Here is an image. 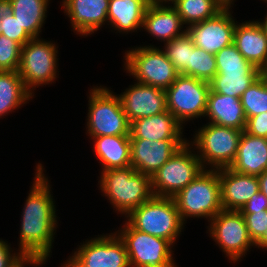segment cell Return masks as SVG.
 <instances>
[{
    "mask_svg": "<svg viewBox=\"0 0 267 267\" xmlns=\"http://www.w3.org/2000/svg\"><path fill=\"white\" fill-rule=\"evenodd\" d=\"M220 2L224 7H232L234 5L235 0H217Z\"/></svg>",
    "mask_w": 267,
    "mask_h": 267,
    "instance_id": "cell-44",
    "label": "cell"
},
{
    "mask_svg": "<svg viewBox=\"0 0 267 267\" xmlns=\"http://www.w3.org/2000/svg\"><path fill=\"white\" fill-rule=\"evenodd\" d=\"M258 21H259L260 24L262 25V27H263V29H264L266 35H267V13H266V15H265V17H264V20H262V19L259 20V19H258Z\"/></svg>",
    "mask_w": 267,
    "mask_h": 267,
    "instance_id": "cell-45",
    "label": "cell"
},
{
    "mask_svg": "<svg viewBox=\"0 0 267 267\" xmlns=\"http://www.w3.org/2000/svg\"><path fill=\"white\" fill-rule=\"evenodd\" d=\"M131 166L152 177L188 140L130 139Z\"/></svg>",
    "mask_w": 267,
    "mask_h": 267,
    "instance_id": "cell-16",
    "label": "cell"
},
{
    "mask_svg": "<svg viewBox=\"0 0 267 267\" xmlns=\"http://www.w3.org/2000/svg\"><path fill=\"white\" fill-rule=\"evenodd\" d=\"M61 3L76 35L88 37L108 25L109 0H62Z\"/></svg>",
    "mask_w": 267,
    "mask_h": 267,
    "instance_id": "cell-17",
    "label": "cell"
},
{
    "mask_svg": "<svg viewBox=\"0 0 267 267\" xmlns=\"http://www.w3.org/2000/svg\"><path fill=\"white\" fill-rule=\"evenodd\" d=\"M255 246H256L255 248L267 251V229L263 237L255 244Z\"/></svg>",
    "mask_w": 267,
    "mask_h": 267,
    "instance_id": "cell-43",
    "label": "cell"
},
{
    "mask_svg": "<svg viewBox=\"0 0 267 267\" xmlns=\"http://www.w3.org/2000/svg\"><path fill=\"white\" fill-rule=\"evenodd\" d=\"M232 7H224L214 17L187 27L194 45L208 53L216 54L233 43L236 18Z\"/></svg>",
    "mask_w": 267,
    "mask_h": 267,
    "instance_id": "cell-14",
    "label": "cell"
},
{
    "mask_svg": "<svg viewBox=\"0 0 267 267\" xmlns=\"http://www.w3.org/2000/svg\"><path fill=\"white\" fill-rule=\"evenodd\" d=\"M152 0H109L108 28L117 34L142 30L145 11Z\"/></svg>",
    "mask_w": 267,
    "mask_h": 267,
    "instance_id": "cell-23",
    "label": "cell"
},
{
    "mask_svg": "<svg viewBox=\"0 0 267 267\" xmlns=\"http://www.w3.org/2000/svg\"><path fill=\"white\" fill-rule=\"evenodd\" d=\"M11 13V3L10 0H0V27H1V18L8 16ZM1 34V29H0Z\"/></svg>",
    "mask_w": 267,
    "mask_h": 267,
    "instance_id": "cell-41",
    "label": "cell"
},
{
    "mask_svg": "<svg viewBox=\"0 0 267 267\" xmlns=\"http://www.w3.org/2000/svg\"><path fill=\"white\" fill-rule=\"evenodd\" d=\"M221 185V206L224 210L240 211L260 191L255 175L236 172L231 168L218 169Z\"/></svg>",
    "mask_w": 267,
    "mask_h": 267,
    "instance_id": "cell-19",
    "label": "cell"
},
{
    "mask_svg": "<svg viewBox=\"0 0 267 267\" xmlns=\"http://www.w3.org/2000/svg\"><path fill=\"white\" fill-rule=\"evenodd\" d=\"M195 132L188 143L204 169L229 168L236 157L243 131L207 122Z\"/></svg>",
    "mask_w": 267,
    "mask_h": 267,
    "instance_id": "cell-6",
    "label": "cell"
},
{
    "mask_svg": "<svg viewBox=\"0 0 267 267\" xmlns=\"http://www.w3.org/2000/svg\"><path fill=\"white\" fill-rule=\"evenodd\" d=\"M125 220L136 230L168 240L174 247L183 232L182 221L173 198L153 196L133 209Z\"/></svg>",
    "mask_w": 267,
    "mask_h": 267,
    "instance_id": "cell-4",
    "label": "cell"
},
{
    "mask_svg": "<svg viewBox=\"0 0 267 267\" xmlns=\"http://www.w3.org/2000/svg\"><path fill=\"white\" fill-rule=\"evenodd\" d=\"M35 175L21 212L18 250L26 258L50 260L58 227L55 199L52 185L44 165L39 161ZM49 179V180H48Z\"/></svg>",
    "mask_w": 267,
    "mask_h": 267,
    "instance_id": "cell-1",
    "label": "cell"
},
{
    "mask_svg": "<svg viewBox=\"0 0 267 267\" xmlns=\"http://www.w3.org/2000/svg\"><path fill=\"white\" fill-rule=\"evenodd\" d=\"M246 119L267 112V83L260 76L240 97Z\"/></svg>",
    "mask_w": 267,
    "mask_h": 267,
    "instance_id": "cell-31",
    "label": "cell"
},
{
    "mask_svg": "<svg viewBox=\"0 0 267 267\" xmlns=\"http://www.w3.org/2000/svg\"><path fill=\"white\" fill-rule=\"evenodd\" d=\"M91 88L87 97V136H130V122L117 93L103 85Z\"/></svg>",
    "mask_w": 267,
    "mask_h": 267,
    "instance_id": "cell-3",
    "label": "cell"
},
{
    "mask_svg": "<svg viewBox=\"0 0 267 267\" xmlns=\"http://www.w3.org/2000/svg\"><path fill=\"white\" fill-rule=\"evenodd\" d=\"M259 180V189L267 197V170L257 176Z\"/></svg>",
    "mask_w": 267,
    "mask_h": 267,
    "instance_id": "cell-42",
    "label": "cell"
},
{
    "mask_svg": "<svg viewBox=\"0 0 267 267\" xmlns=\"http://www.w3.org/2000/svg\"><path fill=\"white\" fill-rule=\"evenodd\" d=\"M261 77L265 80L267 83V66L261 70Z\"/></svg>",
    "mask_w": 267,
    "mask_h": 267,
    "instance_id": "cell-46",
    "label": "cell"
},
{
    "mask_svg": "<svg viewBox=\"0 0 267 267\" xmlns=\"http://www.w3.org/2000/svg\"><path fill=\"white\" fill-rule=\"evenodd\" d=\"M101 171L131 166L130 136L89 137Z\"/></svg>",
    "mask_w": 267,
    "mask_h": 267,
    "instance_id": "cell-25",
    "label": "cell"
},
{
    "mask_svg": "<svg viewBox=\"0 0 267 267\" xmlns=\"http://www.w3.org/2000/svg\"><path fill=\"white\" fill-rule=\"evenodd\" d=\"M48 259L45 258H26L20 265L17 267H27L29 265L32 267H40L43 266V264H46Z\"/></svg>",
    "mask_w": 267,
    "mask_h": 267,
    "instance_id": "cell-40",
    "label": "cell"
},
{
    "mask_svg": "<svg viewBox=\"0 0 267 267\" xmlns=\"http://www.w3.org/2000/svg\"><path fill=\"white\" fill-rule=\"evenodd\" d=\"M173 199L185 224L188 218L210 222L222 210L218 170L204 169Z\"/></svg>",
    "mask_w": 267,
    "mask_h": 267,
    "instance_id": "cell-5",
    "label": "cell"
},
{
    "mask_svg": "<svg viewBox=\"0 0 267 267\" xmlns=\"http://www.w3.org/2000/svg\"><path fill=\"white\" fill-rule=\"evenodd\" d=\"M142 29L157 41L166 43L185 33L187 27L172 5L151 1L144 14Z\"/></svg>",
    "mask_w": 267,
    "mask_h": 267,
    "instance_id": "cell-18",
    "label": "cell"
},
{
    "mask_svg": "<svg viewBox=\"0 0 267 267\" xmlns=\"http://www.w3.org/2000/svg\"><path fill=\"white\" fill-rule=\"evenodd\" d=\"M244 216L248 234L256 244L264 235L267 229V210L256 213H241Z\"/></svg>",
    "mask_w": 267,
    "mask_h": 267,
    "instance_id": "cell-36",
    "label": "cell"
},
{
    "mask_svg": "<svg viewBox=\"0 0 267 267\" xmlns=\"http://www.w3.org/2000/svg\"><path fill=\"white\" fill-rule=\"evenodd\" d=\"M209 82L179 75L165 90L167 110L185 127L188 122L204 118Z\"/></svg>",
    "mask_w": 267,
    "mask_h": 267,
    "instance_id": "cell-13",
    "label": "cell"
},
{
    "mask_svg": "<svg viewBox=\"0 0 267 267\" xmlns=\"http://www.w3.org/2000/svg\"><path fill=\"white\" fill-rule=\"evenodd\" d=\"M216 74L215 55L194 46L190 58V77L210 82Z\"/></svg>",
    "mask_w": 267,
    "mask_h": 267,
    "instance_id": "cell-32",
    "label": "cell"
},
{
    "mask_svg": "<svg viewBox=\"0 0 267 267\" xmlns=\"http://www.w3.org/2000/svg\"><path fill=\"white\" fill-rule=\"evenodd\" d=\"M208 123L231 127L241 131L246 128V116L240 98L213 92L208 94L204 118Z\"/></svg>",
    "mask_w": 267,
    "mask_h": 267,
    "instance_id": "cell-24",
    "label": "cell"
},
{
    "mask_svg": "<svg viewBox=\"0 0 267 267\" xmlns=\"http://www.w3.org/2000/svg\"><path fill=\"white\" fill-rule=\"evenodd\" d=\"M21 47L18 42L0 34V71L18 72Z\"/></svg>",
    "mask_w": 267,
    "mask_h": 267,
    "instance_id": "cell-34",
    "label": "cell"
},
{
    "mask_svg": "<svg viewBox=\"0 0 267 267\" xmlns=\"http://www.w3.org/2000/svg\"><path fill=\"white\" fill-rule=\"evenodd\" d=\"M117 95L130 123L167 111L166 92L158 87L135 81Z\"/></svg>",
    "mask_w": 267,
    "mask_h": 267,
    "instance_id": "cell-15",
    "label": "cell"
},
{
    "mask_svg": "<svg viewBox=\"0 0 267 267\" xmlns=\"http://www.w3.org/2000/svg\"><path fill=\"white\" fill-rule=\"evenodd\" d=\"M145 45L125 51L124 72L132 76L133 81L166 90L180 74L160 46Z\"/></svg>",
    "mask_w": 267,
    "mask_h": 267,
    "instance_id": "cell-7",
    "label": "cell"
},
{
    "mask_svg": "<svg viewBox=\"0 0 267 267\" xmlns=\"http://www.w3.org/2000/svg\"><path fill=\"white\" fill-rule=\"evenodd\" d=\"M95 236L78 244L60 267H131L125 245L115 232Z\"/></svg>",
    "mask_w": 267,
    "mask_h": 267,
    "instance_id": "cell-11",
    "label": "cell"
},
{
    "mask_svg": "<svg viewBox=\"0 0 267 267\" xmlns=\"http://www.w3.org/2000/svg\"><path fill=\"white\" fill-rule=\"evenodd\" d=\"M98 188L106 197L113 210L124 218L135 208L150 200L151 177L137 172L132 166L100 171Z\"/></svg>",
    "mask_w": 267,
    "mask_h": 267,
    "instance_id": "cell-2",
    "label": "cell"
},
{
    "mask_svg": "<svg viewBox=\"0 0 267 267\" xmlns=\"http://www.w3.org/2000/svg\"><path fill=\"white\" fill-rule=\"evenodd\" d=\"M229 168L239 173L255 176L266 171L267 138L251 135L244 130L236 157Z\"/></svg>",
    "mask_w": 267,
    "mask_h": 267,
    "instance_id": "cell-22",
    "label": "cell"
},
{
    "mask_svg": "<svg viewBox=\"0 0 267 267\" xmlns=\"http://www.w3.org/2000/svg\"><path fill=\"white\" fill-rule=\"evenodd\" d=\"M115 231L123 241L131 267H178L174 246L166 239L134 229L126 220Z\"/></svg>",
    "mask_w": 267,
    "mask_h": 267,
    "instance_id": "cell-9",
    "label": "cell"
},
{
    "mask_svg": "<svg viewBox=\"0 0 267 267\" xmlns=\"http://www.w3.org/2000/svg\"><path fill=\"white\" fill-rule=\"evenodd\" d=\"M58 52L57 42L41 37L32 38L21 47L18 73L33 96L39 86L56 83L59 78Z\"/></svg>",
    "mask_w": 267,
    "mask_h": 267,
    "instance_id": "cell-8",
    "label": "cell"
},
{
    "mask_svg": "<svg viewBox=\"0 0 267 267\" xmlns=\"http://www.w3.org/2000/svg\"><path fill=\"white\" fill-rule=\"evenodd\" d=\"M206 233L224 252L230 263L241 262L252 247L244 216L240 211L224 210L218 212L208 223Z\"/></svg>",
    "mask_w": 267,
    "mask_h": 267,
    "instance_id": "cell-12",
    "label": "cell"
},
{
    "mask_svg": "<svg viewBox=\"0 0 267 267\" xmlns=\"http://www.w3.org/2000/svg\"><path fill=\"white\" fill-rule=\"evenodd\" d=\"M51 0H10L11 13L32 38H40Z\"/></svg>",
    "mask_w": 267,
    "mask_h": 267,
    "instance_id": "cell-27",
    "label": "cell"
},
{
    "mask_svg": "<svg viewBox=\"0 0 267 267\" xmlns=\"http://www.w3.org/2000/svg\"><path fill=\"white\" fill-rule=\"evenodd\" d=\"M203 170L198 155L187 142L151 177L154 196L173 198Z\"/></svg>",
    "mask_w": 267,
    "mask_h": 267,
    "instance_id": "cell-10",
    "label": "cell"
},
{
    "mask_svg": "<svg viewBox=\"0 0 267 267\" xmlns=\"http://www.w3.org/2000/svg\"><path fill=\"white\" fill-rule=\"evenodd\" d=\"M260 76V70L217 71L209 82L210 89L216 93L240 98Z\"/></svg>",
    "mask_w": 267,
    "mask_h": 267,
    "instance_id": "cell-28",
    "label": "cell"
},
{
    "mask_svg": "<svg viewBox=\"0 0 267 267\" xmlns=\"http://www.w3.org/2000/svg\"><path fill=\"white\" fill-rule=\"evenodd\" d=\"M233 43L254 67L261 71L267 66V35L257 19L237 22Z\"/></svg>",
    "mask_w": 267,
    "mask_h": 267,
    "instance_id": "cell-20",
    "label": "cell"
},
{
    "mask_svg": "<svg viewBox=\"0 0 267 267\" xmlns=\"http://www.w3.org/2000/svg\"><path fill=\"white\" fill-rule=\"evenodd\" d=\"M217 71L225 70H259L254 67L237 50L234 43L222 48L215 54Z\"/></svg>",
    "mask_w": 267,
    "mask_h": 267,
    "instance_id": "cell-33",
    "label": "cell"
},
{
    "mask_svg": "<svg viewBox=\"0 0 267 267\" xmlns=\"http://www.w3.org/2000/svg\"><path fill=\"white\" fill-rule=\"evenodd\" d=\"M245 131L254 136L267 138V112L248 118Z\"/></svg>",
    "mask_w": 267,
    "mask_h": 267,
    "instance_id": "cell-38",
    "label": "cell"
},
{
    "mask_svg": "<svg viewBox=\"0 0 267 267\" xmlns=\"http://www.w3.org/2000/svg\"><path fill=\"white\" fill-rule=\"evenodd\" d=\"M25 259L17 248L12 249L11 243L8 244V241L0 238V267H17Z\"/></svg>",
    "mask_w": 267,
    "mask_h": 267,
    "instance_id": "cell-37",
    "label": "cell"
},
{
    "mask_svg": "<svg viewBox=\"0 0 267 267\" xmlns=\"http://www.w3.org/2000/svg\"><path fill=\"white\" fill-rule=\"evenodd\" d=\"M184 126L167 110L151 117L138 118L130 123V139L188 140L183 138Z\"/></svg>",
    "mask_w": 267,
    "mask_h": 267,
    "instance_id": "cell-21",
    "label": "cell"
},
{
    "mask_svg": "<svg viewBox=\"0 0 267 267\" xmlns=\"http://www.w3.org/2000/svg\"><path fill=\"white\" fill-rule=\"evenodd\" d=\"M172 6L186 27L214 17L224 8L217 0H176Z\"/></svg>",
    "mask_w": 267,
    "mask_h": 267,
    "instance_id": "cell-29",
    "label": "cell"
},
{
    "mask_svg": "<svg viewBox=\"0 0 267 267\" xmlns=\"http://www.w3.org/2000/svg\"><path fill=\"white\" fill-rule=\"evenodd\" d=\"M163 44L162 50L179 74L190 77V58L195 46L190 35L185 32Z\"/></svg>",
    "mask_w": 267,
    "mask_h": 267,
    "instance_id": "cell-30",
    "label": "cell"
},
{
    "mask_svg": "<svg viewBox=\"0 0 267 267\" xmlns=\"http://www.w3.org/2000/svg\"><path fill=\"white\" fill-rule=\"evenodd\" d=\"M0 29L2 35H5L7 38L18 42L21 46L32 39V37L20 25V23L12 13L1 18Z\"/></svg>",
    "mask_w": 267,
    "mask_h": 267,
    "instance_id": "cell-35",
    "label": "cell"
},
{
    "mask_svg": "<svg viewBox=\"0 0 267 267\" xmlns=\"http://www.w3.org/2000/svg\"><path fill=\"white\" fill-rule=\"evenodd\" d=\"M261 210H267V197L259 191L241 208L240 212L256 213Z\"/></svg>",
    "mask_w": 267,
    "mask_h": 267,
    "instance_id": "cell-39",
    "label": "cell"
},
{
    "mask_svg": "<svg viewBox=\"0 0 267 267\" xmlns=\"http://www.w3.org/2000/svg\"><path fill=\"white\" fill-rule=\"evenodd\" d=\"M176 0H163L162 2L172 5Z\"/></svg>",
    "mask_w": 267,
    "mask_h": 267,
    "instance_id": "cell-47",
    "label": "cell"
},
{
    "mask_svg": "<svg viewBox=\"0 0 267 267\" xmlns=\"http://www.w3.org/2000/svg\"><path fill=\"white\" fill-rule=\"evenodd\" d=\"M34 97L26 89L18 72L0 71V119L19 110Z\"/></svg>",
    "mask_w": 267,
    "mask_h": 267,
    "instance_id": "cell-26",
    "label": "cell"
}]
</instances>
